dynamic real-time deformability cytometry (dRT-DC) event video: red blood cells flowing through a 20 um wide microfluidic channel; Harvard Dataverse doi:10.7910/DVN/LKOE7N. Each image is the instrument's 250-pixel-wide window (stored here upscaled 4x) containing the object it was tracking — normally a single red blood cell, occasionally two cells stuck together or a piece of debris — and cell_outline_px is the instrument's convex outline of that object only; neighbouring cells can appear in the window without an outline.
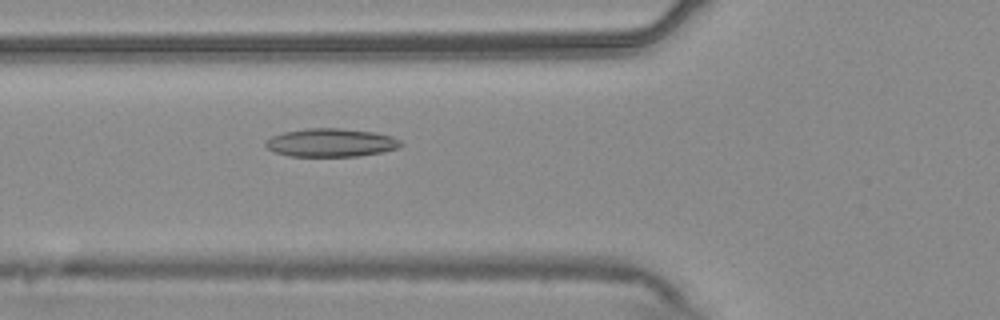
{"species": "common noctule bat (a hibernating species)", "species_latin": "Nyctalus noctula", "temperature_condition": "warm", "stored_images_in_passage": 55, "camera_frame_rate_fps": 3000, "um_per_image_px": 0.085, "animal": {"sex": "male", "body_mass_g": 20.4}, "frame": {"image": 1, "passage_image": 20, "time_ms": 6.333, "image_size_px": [1000, 320], "cell_outline_px": [[404, 144], [400, 148], [380, 152], [356, 156], [288, 156], [272, 152], [264, 144], [264, 140], [272, 136], [284, 132], [308, 128], [340, 128], [372, 132], [392, 136], [400, 140]], "centroid_in_image_um": [28.11, 12.13], "position_along_channel_um": 97.7, "area_um2": 22.37}}
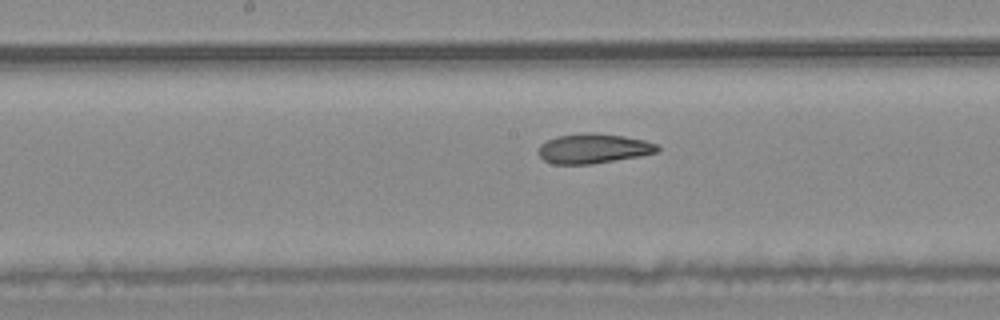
{"frame": {"image": 2, "passage_image": 28, "time_ms": 9.0, "image_size_px": [1000, 320], "cell_outline_px": [[660, 148], [656, 152], [640, 156], [592, 164], [552, 164], [544, 160], [540, 156], [540, 144], [556, 136], [588, 132], [592, 132], [624, 136], [644, 140], [656, 144]], "centroid_in_image_um": [50.44, 12.62], "position_along_channel_um": 197.8, "area_um2": 20.52}}
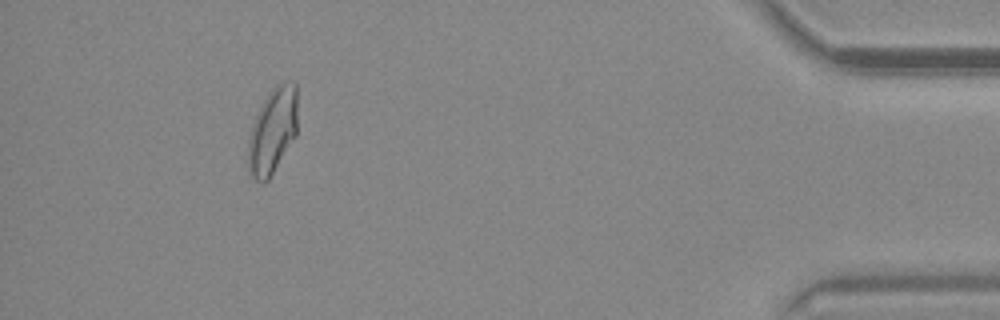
{"frame": {"image": 3, "passage_image": 50, "time_ms": 16.333, "image_size_px": [1000, 320], "cell_outline_px": [[296, 136], [268, 180], [264, 184], [260, 184], [248, 172], [248, 140], [252, 124], [268, 92], [276, 84], [288, 80], [292, 80], [296, 84]], "centroid_in_image_um": [23.16, 11.13], "position_along_channel_um": 412.0, "area_um2": 24.8}, "authors_computed_cell_mechanics": {"area_um2": 22.3686, "velocity_mm_per_s": 3.7345, "shape_relaxation_time_tau1_ms": null, "shape_relaxation_time_tau2_ms": 2.1771, "deformation_change_tau1": null, "deformation_change_tau2": 0.0812}}